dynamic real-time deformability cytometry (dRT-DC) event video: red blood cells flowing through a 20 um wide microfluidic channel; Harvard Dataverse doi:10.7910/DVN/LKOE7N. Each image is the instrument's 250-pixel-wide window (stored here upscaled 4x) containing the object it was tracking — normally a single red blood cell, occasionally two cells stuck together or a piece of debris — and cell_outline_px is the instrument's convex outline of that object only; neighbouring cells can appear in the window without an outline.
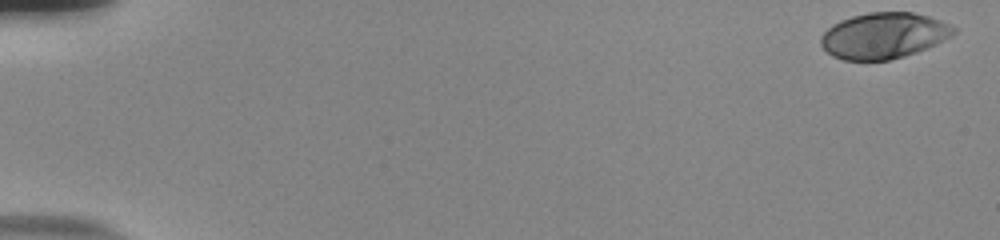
{"species": "human", "species_latin": "Homo sapiens", "temperature_condition": "room temperature", "stored_images_in_passage": 55, "camera_frame_rate_fps": 3000, "um_per_image_px": 0.085, "donor": {"sex": "male"}, "frame": {"image": 1, "passage_image": 1, "time_ms": 0.0, "image_size_px": [1000, 240], "cell_outline_px": [[956, 32], [952, 36], [936, 44], [916, 52], [904, 56], [888, 60], [844, 60], [832, 56], [820, 44], [820, 36], [832, 24], [840, 20], [852, 16], [868, 12], [912, 12], [928, 16], [952, 24], [956, 28]], "centroid_in_image_um": [75.12, 3.02], "position_along_channel_um": 9.9, "area_um2": 35.66}}
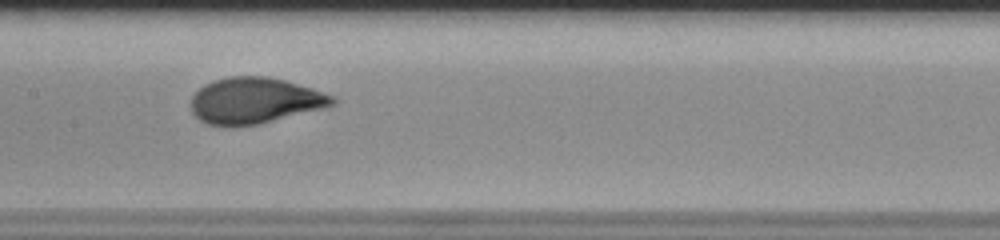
{"frame": {"image": 2, "passage_image": 29, "time_ms": 9.333, "image_size_px": [1000, 240], "cell_outline_px": [[336, 104], [324, 108], [256, 124], [208, 124], [200, 120], [192, 112], [192, 96], [204, 84], [216, 80], [232, 76], [268, 76], [284, 80], [312, 88], [336, 96]], "centroid_in_image_um": [21.7, 8.52], "position_along_channel_um": 185.7, "area_um2": 37.28}}
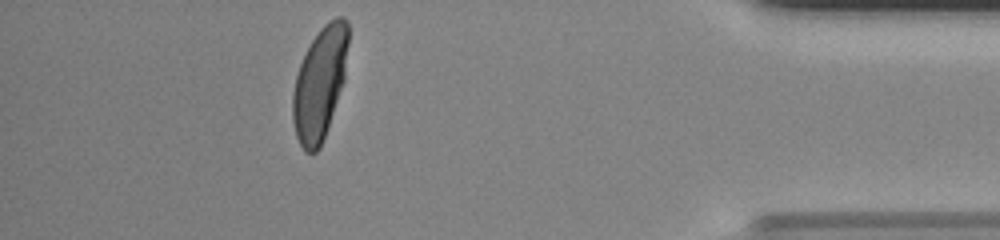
{"frame": {"image": 3, "passage_image": 50, "time_ms": 16.333, "image_size_px": [1000, 240], "cell_outline_px": [[348, 44], [344, 80], [320, 148], [316, 152], [304, 152], [296, 136], [292, 120], [292, 92], [296, 76], [300, 64], [312, 40], [320, 28], [328, 20], [336, 16], [344, 16], [348, 20]], "centroid_in_image_um": [27.17, 7.06], "position_along_channel_um": 408.0, "area_um2": 36.3}, "authors_computed_cell_mechanics": {"area_um2": 36.4718, "velocity_mm_per_s": 3.7568, "shape_relaxation_time_tau1_ms": 4.2187, "shape_relaxation_time_tau2_ms": null, "deformation_change_tau1": 0.1988, "deformation_change_tau2": null}}